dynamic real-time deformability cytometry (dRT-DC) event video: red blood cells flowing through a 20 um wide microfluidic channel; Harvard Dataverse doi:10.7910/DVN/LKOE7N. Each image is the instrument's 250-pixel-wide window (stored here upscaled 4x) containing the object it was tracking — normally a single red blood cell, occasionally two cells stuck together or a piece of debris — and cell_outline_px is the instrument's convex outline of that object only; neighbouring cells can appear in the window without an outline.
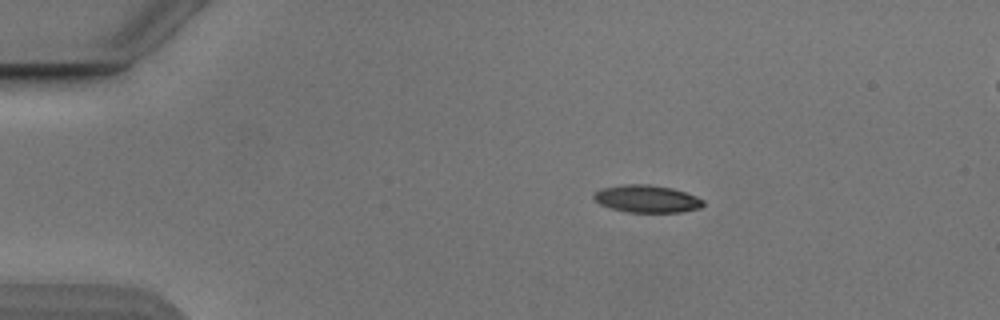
{"species": "Egyptian fruit bat (a non-hibernating species)", "species_latin": "Rousettus aegyptiacus", "temperature_condition": "cold", "stored_images_in_passage": 44, "camera_frame_rate_fps": 3000, "um_per_image_px": 0.085, "animal": {"sex": "male"}, "frame": {"image": 1, "passage_image": 1, "time_ms": 0.0, "image_size_px": [1000, 320], "cell_outline_px": [[704, 204], [700, 208], [680, 212], [628, 212], [612, 208], [600, 204], [592, 196], [592, 192], [600, 188], [620, 184], [652, 184], [672, 188], [696, 196], [704, 200]], "centroid_in_image_um": [54.95, 16.88], "position_along_channel_um": 30.0, "area_um2": 17.63}}
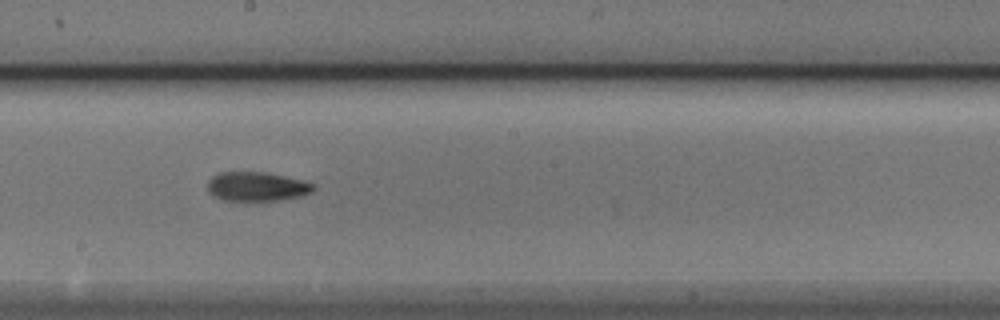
{"frame": {"image": 2, "passage_image": 21, "time_ms": 6.667, "image_size_px": [1000, 320], "cell_outline_px": [[316, 188], [312, 192], [300, 196], [276, 200], [224, 200], [212, 196], [208, 192], [208, 180], [212, 176], [220, 172], [264, 172], [304, 180], [316, 184]], "centroid_in_image_um": [21.84, 15.85], "position_along_channel_um": 226.4, "area_um2": 18.03}}
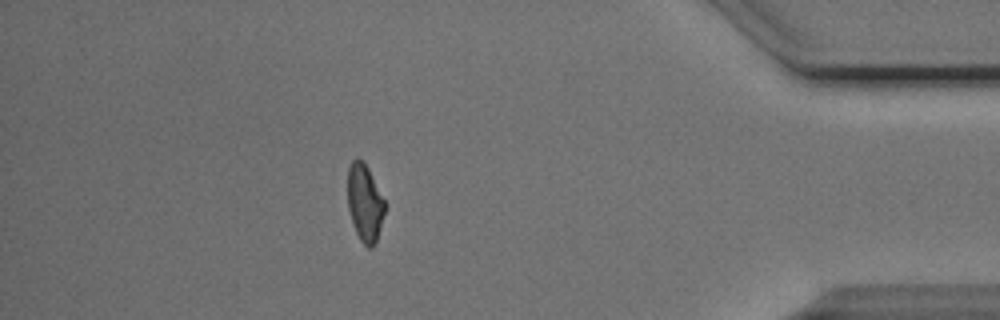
{"frame": {"image": 3, "passage_image": 38, "time_ms": 12.333, "image_size_px": [1000, 320], "cell_outline_px": [[384, 212], [376, 240], [372, 248], [368, 248], [360, 240], [352, 224], [348, 208], [348, 168], [352, 160], [356, 156], [364, 160], [384, 200]], "centroid_in_image_um": [30.97, 17.2], "position_along_channel_um": 404.2, "area_um2": 16.59}, "authors_computed_cell_mechanics": {"area_um2": 17.8602, "velocity_mm_per_s": 3.869, "shape_relaxation_time_tau1_ms": 4.336, "shape_relaxation_time_tau2_ms": 3.1997, "deformation_change_tau1": 0.1492, "deformation_change_tau2": 0.1092}}